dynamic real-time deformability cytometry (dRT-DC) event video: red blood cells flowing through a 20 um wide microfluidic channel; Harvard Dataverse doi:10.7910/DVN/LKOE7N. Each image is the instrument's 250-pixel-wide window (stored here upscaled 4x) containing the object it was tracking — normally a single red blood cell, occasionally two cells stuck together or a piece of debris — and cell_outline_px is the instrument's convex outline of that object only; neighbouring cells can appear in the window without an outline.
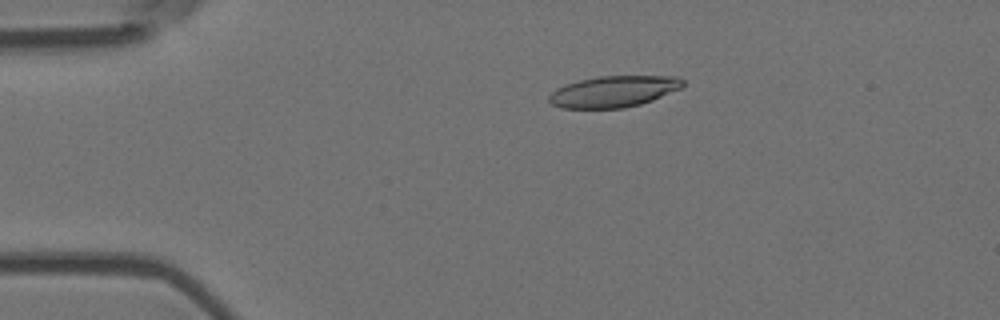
{"species": "Egyptian fruit bat (a non-hibernating species)", "species_latin": "Rousettus aegyptiacus", "temperature_condition": "room temperature", "stored_images_in_passage": 3, "camera_frame_rate_fps": 3000, "um_per_image_px": 0.085, "animal": {"sex": "female"}, "frame": {"image": 1, "passage_image": 1, "time_ms": 0.0, "image_size_px": [1000, 320], "cell_outline_px": [[684, 84], [680, 88], [652, 100], [640, 104], [624, 108], [560, 108], [552, 104], [548, 100], [548, 96], [556, 88], [564, 84], [580, 80], [600, 76], [676, 76], [684, 80]], "centroid_in_image_um": [52.13, 7.77], "position_along_channel_um": 32.9, "area_um2": 24.33}}
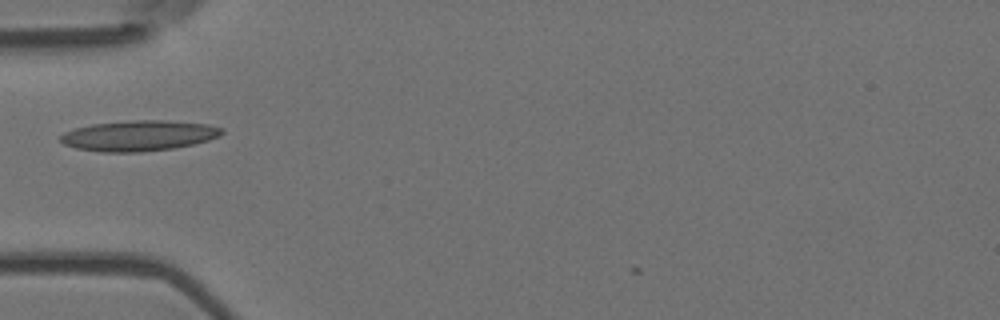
{"frame": {"image": 2, "passage_image": 3, "time_ms": 0.667, "image_size_px": [1000, 320], "cell_outline_px": [[224, 132], [220, 136], [208, 140], [192, 144], [172, 148], [140, 152], [100, 152], [76, 148], [64, 144], [60, 140], [60, 136], [64, 132], [76, 128], [92, 124], [132, 120], [164, 120], [208, 124], [224, 128]], "centroid_in_image_um": [11.81, 11.53], "position_along_channel_um": 73.2, "area_um2": 28.67}}